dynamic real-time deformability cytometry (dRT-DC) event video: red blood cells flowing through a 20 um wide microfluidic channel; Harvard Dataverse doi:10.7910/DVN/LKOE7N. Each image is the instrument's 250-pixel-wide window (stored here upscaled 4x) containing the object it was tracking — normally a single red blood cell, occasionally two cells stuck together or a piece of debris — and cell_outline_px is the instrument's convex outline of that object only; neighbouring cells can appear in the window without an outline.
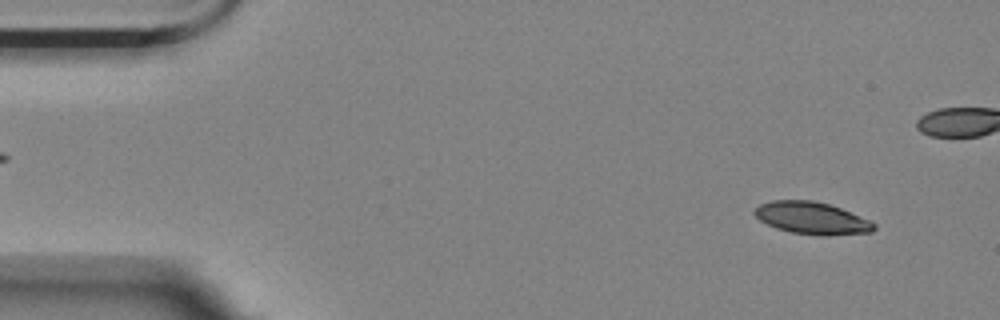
{"species": "Egyptian fruit bat (a non-hibernating species)", "species_latin": "Rousettus aegyptiacus", "temperature_condition": "room temperature", "stored_images_in_passage": 54, "camera_frame_rate_fps": 3000, "um_per_image_px": 0.085, "animal": {"sex": "female"}, "frame": {"image": 1, "passage_image": 2, "time_ms": 0.333, "image_size_px": [1000, 320], "cell_outline_px": [[876, 228], [872, 232], [828, 236], [820, 236], [792, 232], [776, 228], [760, 220], [752, 212], [760, 204], [772, 200], [812, 200], [828, 204], [840, 208], [868, 220], [876, 224]], "centroid_in_image_um": [69.0, 18.54], "position_along_channel_um": 16.0, "area_um2": 22.31}}
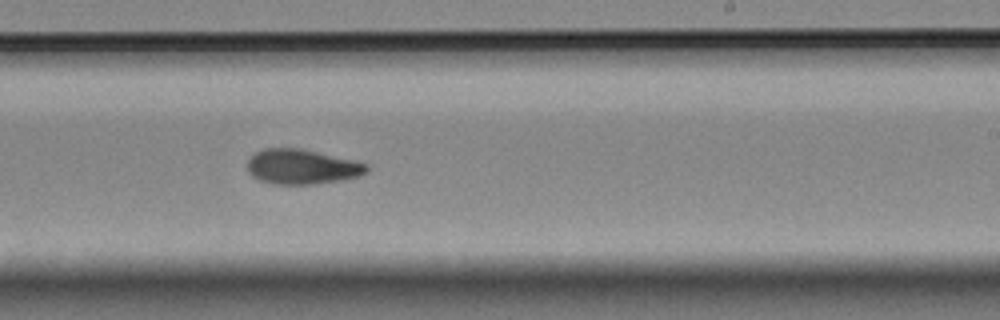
{"frame": {"image": 2, "passage_image": 31, "time_ms": 10.0, "image_size_px": [1000, 320], "cell_outline_px": [[368, 172], [360, 176], [344, 180], [316, 184], [272, 184], [260, 180], [252, 176], [248, 172], [248, 160], [256, 152], [264, 148], [300, 148], [356, 160], [368, 164]], "centroid_in_image_um": [25.7, 14.18], "position_along_channel_um": 263.3, "area_um2": 24.51}}
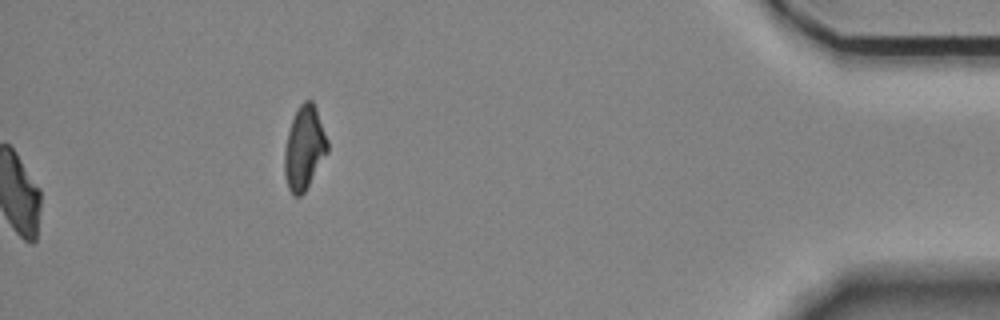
{"frame": {"image": 3, "passage_image": 54, "time_ms": 17.667, "image_size_px": [1000, 320], "cell_outline_px": [[328, 152], [304, 192], [300, 196], [292, 196], [288, 188], [284, 176], [284, 148], [288, 132], [292, 120], [300, 104], [304, 100], [312, 100], [316, 108], [328, 140]], "centroid_in_image_um": [25.85, 12.59], "position_along_channel_um": 409.3, "area_um2": 20.92}, "authors_computed_cell_mechanics": {"area_um2": 23.5824, "velocity_mm_per_s": 3.5515, "shape_relaxation_time_tau1_ms": 10.0601, "shape_relaxation_time_tau2_ms": 5.3553, "deformation_change_tau1": 0.2274, "deformation_change_tau2": 0.1164}}